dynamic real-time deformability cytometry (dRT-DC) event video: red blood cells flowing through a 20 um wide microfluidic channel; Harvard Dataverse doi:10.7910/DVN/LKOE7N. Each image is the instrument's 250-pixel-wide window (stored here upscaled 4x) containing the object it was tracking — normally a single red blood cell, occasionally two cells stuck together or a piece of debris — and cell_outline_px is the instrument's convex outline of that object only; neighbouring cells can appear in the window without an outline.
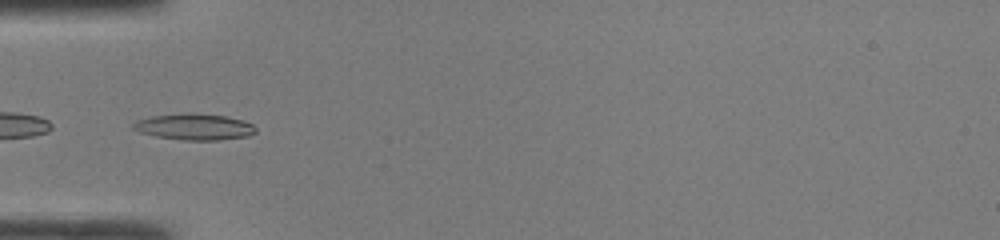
{"species": "common noctule bat (a hibernating species)", "species_latin": "Nyctalus noctula", "temperature_condition": "room temperature", "stored_images_in_passage": 31, "camera_frame_rate_fps": 3000, "um_per_image_px": 0.085, "animal": {"sex": "male", "body_mass_g": 19.0, "forearm_length_mm": 50.8}, "frame": {"image": 1, "passage_image": 1, "time_ms": 0.0, "image_size_px": [1000, 240], "cell_outline_px": [[256, 132], [248, 136], [220, 140], [184, 140], [156, 136], [140, 132], [132, 128], [132, 124], [136, 120], [152, 116], [224, 116], [244, 120], [252, 124], [256, 128]], "centroid_in_image_um": [16.55, 10.83], "position_along_channel_um": 68.4, "area_um2": 17.74}}
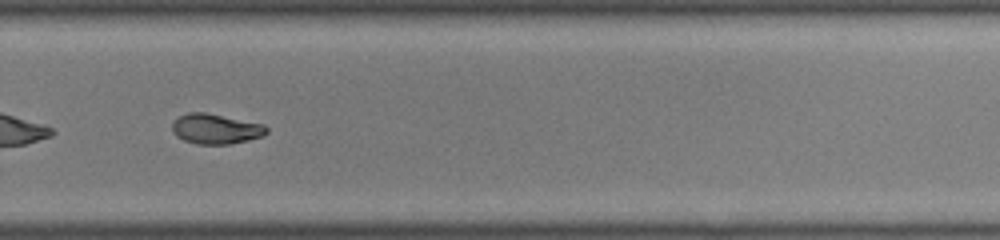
{"frame": {"image": 2, "passage_image": 18, "time_ms": 5.667, "image_size_px": [1000, 240], "cell_outline_px": [[268, 132], [264, 136], [248, 140], [228, 144], [196, 144], [184, 140], [176, 136], [172, 132], [172, 124], [180, 116], [188, 112], [204, 112], [264, 124], [268, 128]], "centroid_in_image_um": [18.35, 10.96], "position_along_channel_um": 311.5, "area_um2": 16.53}, "authors_computed_cell_mechanics": {"area_um2": 16.8198, "velocity_mm_per_s": 4.2934, "shape_relaxation_time_tau1_ms": 5.3823, "shape_relaxation_time_tau2_ms": 5.9565, "deformation_change_tau1": 0.1748, "deformation_change_tau2": 0.0836}}